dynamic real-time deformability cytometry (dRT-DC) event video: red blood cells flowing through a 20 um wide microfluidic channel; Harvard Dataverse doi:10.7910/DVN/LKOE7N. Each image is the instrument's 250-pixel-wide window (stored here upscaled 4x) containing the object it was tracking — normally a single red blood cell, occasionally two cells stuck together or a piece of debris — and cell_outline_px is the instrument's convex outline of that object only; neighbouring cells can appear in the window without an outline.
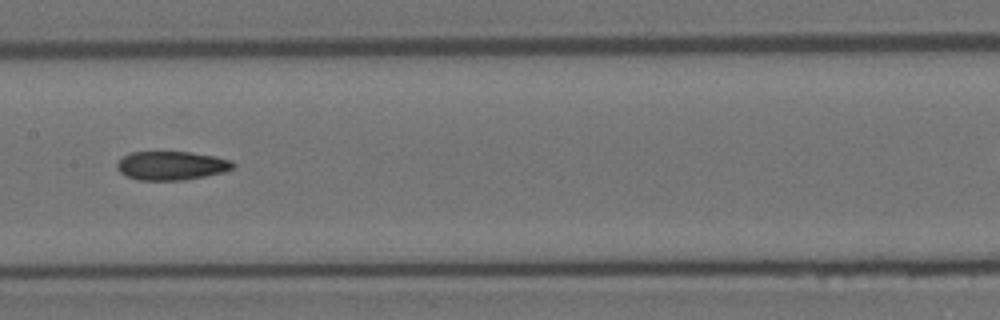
{"species": "Egyptian fruit bat (a non-hibernating species)", "species_latin": "Rousettus aegyptiacus", "temperature_condition": "room temperature", "stored_images_in_passage": 10, "segment_of_instrument_passage": [1, 2], "camera_frame_rate_fps": 3000, "um_per_image_px": 0.085, "animal": {"sex": "female"}, "frame": {"image": 1, "passage_image": 9, "time_ms": 2.667, "image_size_px": [1000, 320], "cell_outline_px": [[236, 164], [232, 168], [224, 172], [184, 180], [140, 180], [128, 176], [120, 172], [116, 168], [116, 164], [124, 156], [132, 152], [188, 152], [216, 156], [232, 160]], "centroid_in_image_um": [14.6, 14.07], "position_along_channel_um": 192.8, "area_um2": 19.36}}